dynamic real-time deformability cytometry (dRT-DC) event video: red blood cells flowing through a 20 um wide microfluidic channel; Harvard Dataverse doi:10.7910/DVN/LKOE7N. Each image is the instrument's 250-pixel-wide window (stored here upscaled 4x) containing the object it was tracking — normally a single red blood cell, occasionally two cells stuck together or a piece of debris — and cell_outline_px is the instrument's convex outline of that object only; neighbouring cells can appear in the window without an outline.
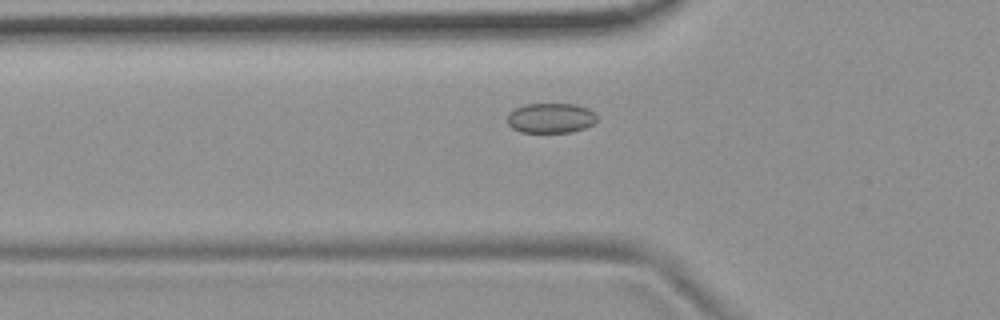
{"species": "common noctule bat (a hibernating species)", "species_latin": "Nyctalus noctula", "temperature_condition": "room temperature", "stored_images_in_passage": 50, "camera_frame_rate_fps": 3000, "um_per_image_px": 0.085, "animal": {"sex": "female", "body_mass_g": 19.9}, "frame": {"image": 1, "passage_image": 14, "time_ms": 4.333, "image_size_px": [1000, 320], "cell_outline_px": [[596, 120], [592, 124], [584, 128], [572, 132], [520, 132], [512, 128], [508, 124], [508, 112], [524, 104], [576, 104], [588, 108], [596, 116]], "centroid_in_image_um": [46.79, 10.03], "position_along_channel_um": 79.0, "area_um2": 15.61}}
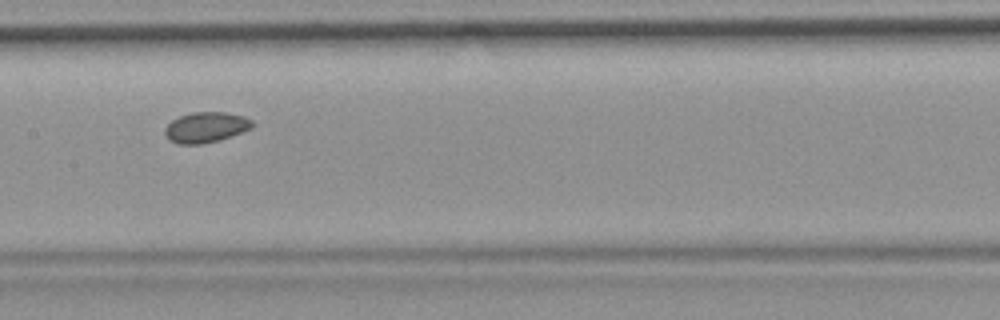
{"frame": {"image": 2, "passage_image": 23, "time_ms": 7.333, "image_size_px": [1000, 320], "cell_outline_px": [[252, 128], [220, 140], [204, 144], [176, 144], [168, 140], [164, 132], [164, 128], [172, 120], [180, 116], [192, 112], [224, 112], [244, 116], [252, 120]], "centroid_in_image_um": [17.47, 10.83], "position_along_channel_um": 189.9, "area_um2": 15.61}}
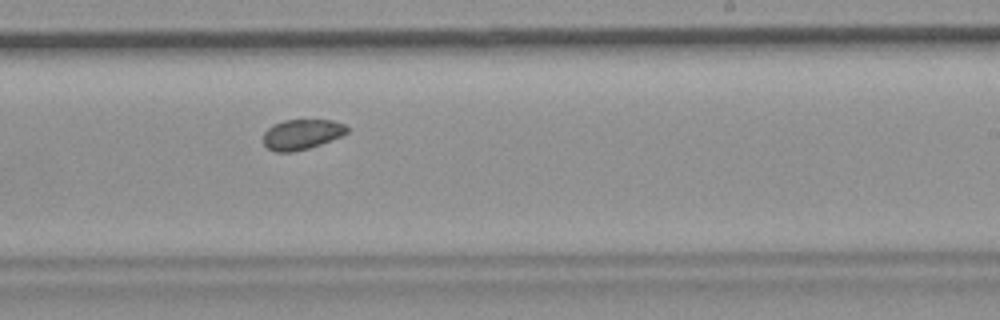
{"frame": {"image": 3, "passage_image": 29, "time_ms": 9.333, "image_size_px": [1000, 320], "cell_outline_px": [[348, 132], [340, 136], [320, 144], [308, 148], [292, 152], [276, 152], [268, 148], [264, 144], [264, 132], [272, 124], [284, 120], [332, 120], [344, 124], [348, 128]], "centroid_in_image_um": [25.63, 11.41], "position_along_channel_um": 263.4, "area_um2": 14.62}, "authors_computed_cell_mechanics": {"area_um2": 15.606, "velocity_mm_per_s": 3.6913, "shape_relaxation_time_tau1_ms": null, "shape_relaxation_time_tau2_ms": 4.4554, "deformation_change_tau1": null, "deformation_change_tau2": 0.0558}}